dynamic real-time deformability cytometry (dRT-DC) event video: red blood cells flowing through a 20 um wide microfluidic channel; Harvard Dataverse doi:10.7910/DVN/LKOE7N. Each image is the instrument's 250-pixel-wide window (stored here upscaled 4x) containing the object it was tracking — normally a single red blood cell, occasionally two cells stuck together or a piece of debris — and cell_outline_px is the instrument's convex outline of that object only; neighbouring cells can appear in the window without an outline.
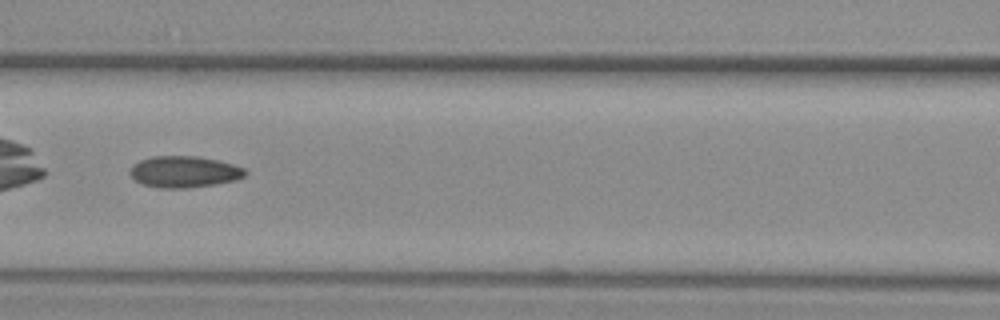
{"species": "common noctule bat (a hibernating species)", "species_latin": "Nyctalus noctula", "temperature_condition": "warm", "stored_images_in_passage": 52, "camera_frame_rate_fps": 3000, "um_per_image_px": 0.085, "animal": {"sex": "female", "body_mass_g": 29.2, "forearm_length_mm": 56.3}, "frame": {"image": 1, "passage_image": 23, "time_ms": 7.333, "image_size_px": [1000, 320], "cell_outline_px": [[248, 172], [244, 176], [236, 180], [216, 184], [188, 188], [160, 188], [140, 184], [128, 172], [140, 160], [152, 156], [200, 156], [232, 164], [244, 168]], "centroid_in_image_um": [15.67, 14.61], "position_along_channel_um": 150.9, "area_um2": 21.1}, "authors_computed_cell_mechanics": {"area_um2": 20.6346, "velocity_mm_per_s": 3.9457, "shape_relaxation_time_tau1_ms": null, "shape_relaxation_time_tau2_ms": 4.4962, "deformation_change_tau1": null, "deformation_change_tau2": 0.1066}}